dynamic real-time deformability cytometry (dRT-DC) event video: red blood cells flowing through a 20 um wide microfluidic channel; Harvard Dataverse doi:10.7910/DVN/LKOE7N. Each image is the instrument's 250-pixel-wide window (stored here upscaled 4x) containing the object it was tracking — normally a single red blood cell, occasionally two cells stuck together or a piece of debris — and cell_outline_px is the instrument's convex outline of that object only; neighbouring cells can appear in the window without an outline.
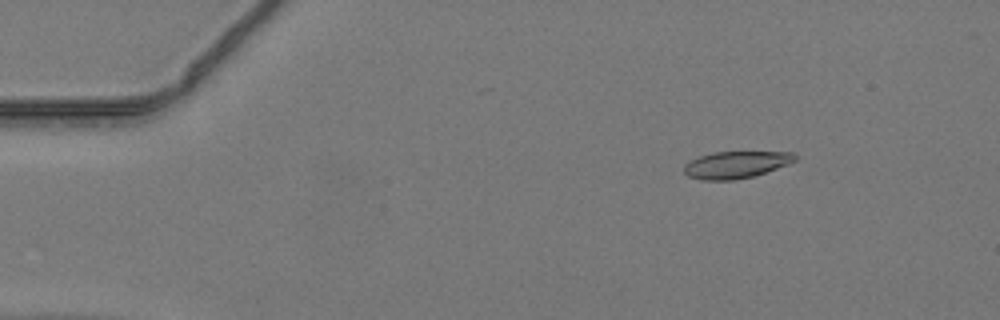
{"species": "common noctule bat (a hibernating species)", "species_latin": "Nyctalus noctula", "temperature_condition": "warm", "stored_images_in_passage": 41, "camera_frame_rate_fps": 3000, "um_per_image_px": 0.085, "animal": {"sex": "male", "body_mass_g": 19.2, "forearm_length_mm": 51.8}, "frame": {"image": 1, "passage_image": 2, "time_ms": 0.333, "image_size_px": [1000, 320], "cell_outline_px": [[796, 160], [788, 164], [752, 176], [732, 180], [700, 180], [688, 176], [684, 172], [684, 164], [700, 156], [712, 152], [792, 152], [796, 156]], "centroid_in_image_um": [62.52, 14.0], "position_along_channel_um": 22.5, "area_um2": 17.22}}
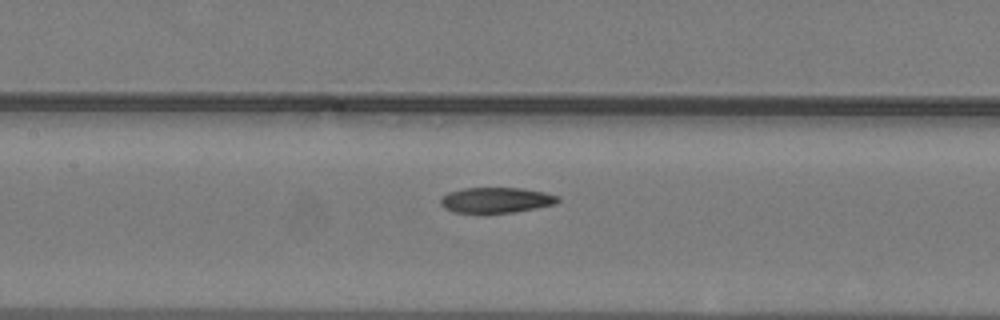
{"frame": {"image": 2, "passage_image": 18, "time_ms": 5.667, "image_size_px": [1000, 320], "cell_outline_px": [[560, 200], [556, 204], [536, 208], [512, 212], [452, 212], [444, 208], [440, 204], [440, 196], [448, 192], [460, 188], [520, 188], [544, 192], [560, 196]], "centroid_in_image_um": [42.15, 16.99], "position_along_channel_um": 165.3, "area_um2": 17.46}}
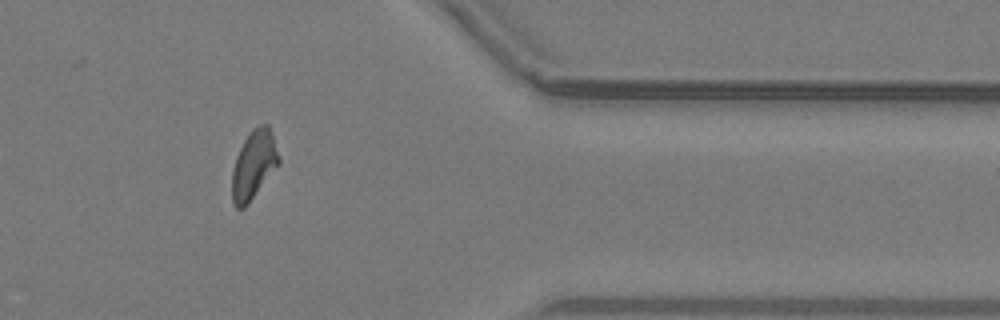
{"frame": {"image": 3, "passage_image": 35, "time_ms": 11.333, "image_size_px": [1000, 320], "cell_outline_px": [[280, 164], [248, 204], [244, 208], [236, 208], [232, 200], [232, 168], [236, 156], [244, 140], [252, 128], [260, 124], [268, 124], [280, 160]], "centroid_in_image_um": [21.56, 14.02], "position_along_channel_um": 389.8, "area_um2": 18.67}}